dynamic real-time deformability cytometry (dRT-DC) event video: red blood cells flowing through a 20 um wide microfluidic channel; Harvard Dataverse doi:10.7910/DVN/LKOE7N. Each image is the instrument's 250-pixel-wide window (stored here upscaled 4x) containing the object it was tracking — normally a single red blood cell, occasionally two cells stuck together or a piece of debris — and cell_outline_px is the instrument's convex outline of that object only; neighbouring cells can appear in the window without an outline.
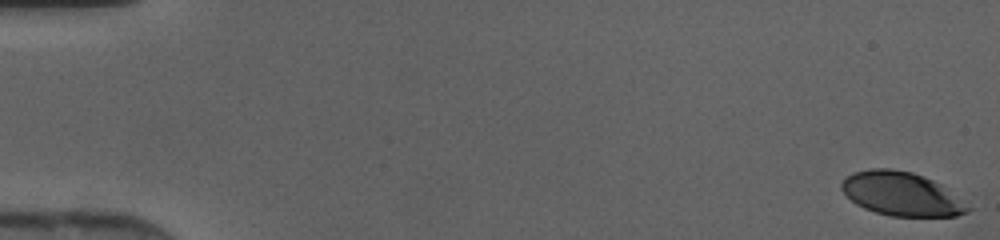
{"species": "human", "species_latin": "Homo sapiens", "temperature_condition": "cold", "stored_images_in_passage": 47, "camera_frame_rate_fps": 3000, "um_per_image_px": 0.085, "donor": {"sex": "female"}, "frame": {"image": 1, "passage_image": 1, "time_ms": 0.0, "image_size_px": [1000, 240], "cell_outline_px": [[972, 208], [968, 212], [956, 216], [892, 216], [876, 212], [864, 208], [856, 204], [840, 188], [840, 184], [852, 172], [872, 168], [888, 168], [912, 172], [924, 176], [932, 180]], "centroid_in_image_um": [76.59, 16.48], "position_along_channel_um": 8.4, "area_um2": 31.67}}
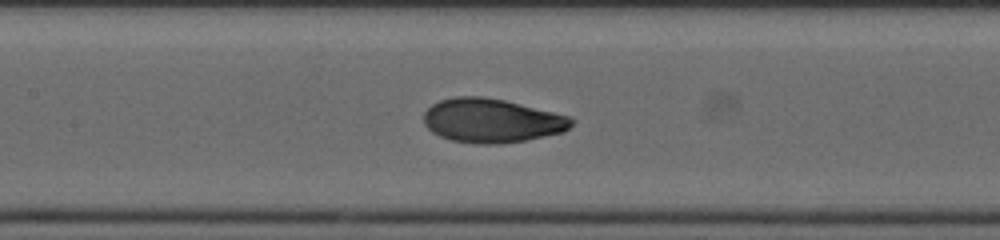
{"frame": {"image": 2, "passage_image": 23, "time_ms": 7.333, "image_size_px": [1000, 240], "cell_outline_px": [[576, 120], [564, 132], [524, 140], [500, 144], [476, 144], [452, 140], [440, 136], [432, 132], [424, 124], [424, 112], [432, 104], [440, 100], [456, 96], [484, 96], [504, 100], [572, 116]], "centroid_in_image_um": [41.81, 10.24], "position_along_channel_um": 165.6, "area_um2": 38.03}}
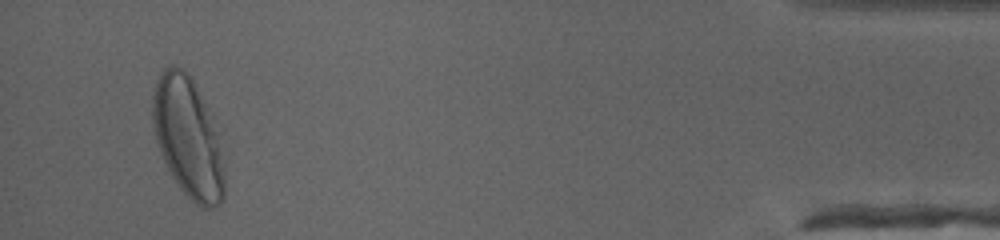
{"frame": {"image": 3, "passage_image": 45, "time_ms": 14.667, "image_size_px": [1000, 240], "cell_outline_px": [[224, 196], [220, 204], [212, 208], [204, 208], [196, 204], [180, 188], [172, 176], [156, 144], [152, 120], [152, 92], [156, 80], [160, 72], [164, 68], [172, 64], [176, 64], [184, 68], [192, 80], [204, 104], [216, 136], [224, 164]], "centroid_in_image_um": [15.92, 11.69], "position_along_channel_um": 419.3, "area_um2": 49.59}}